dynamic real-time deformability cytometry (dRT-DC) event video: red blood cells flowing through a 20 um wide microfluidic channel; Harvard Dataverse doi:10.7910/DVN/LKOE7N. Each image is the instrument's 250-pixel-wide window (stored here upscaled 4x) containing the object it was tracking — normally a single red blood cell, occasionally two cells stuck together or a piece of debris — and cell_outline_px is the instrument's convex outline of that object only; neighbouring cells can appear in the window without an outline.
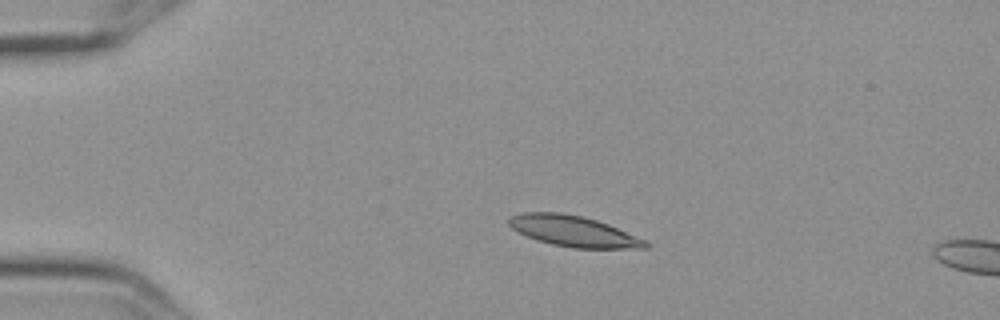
{"species": "Egyptian fruit bat (a non-hibernating species)", "species_latin": "Rousettus aegyptiacus", "temperature_condition": "cold", "stored_images_in_passage": 3, "camera_frame_rate_fps": 3000, "um_per_image_px": 0.085, "frame": {"image": 1, "passage_image": 2, "time_ms": 0.333, "image_size_px": [1000, 320], "cell_outline_px": [[648, 248], [572, 248], [552, 244], [536, 240], [512, 228], [508, 224], [508, 220], [512, 216], [520, 212], [560, 212], [580, 216], [596, 220], [608, 224], [648, 240]], "centroid_in_image_um": [48.77, 19.65], "position_along_channel_um": 36.2, "area_um2": 24.45}}